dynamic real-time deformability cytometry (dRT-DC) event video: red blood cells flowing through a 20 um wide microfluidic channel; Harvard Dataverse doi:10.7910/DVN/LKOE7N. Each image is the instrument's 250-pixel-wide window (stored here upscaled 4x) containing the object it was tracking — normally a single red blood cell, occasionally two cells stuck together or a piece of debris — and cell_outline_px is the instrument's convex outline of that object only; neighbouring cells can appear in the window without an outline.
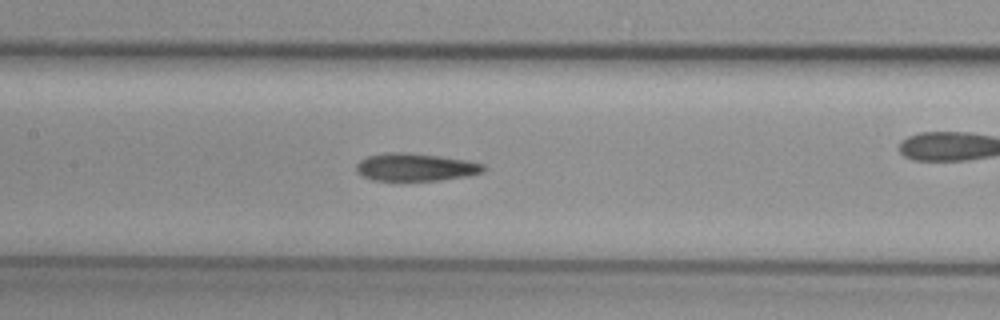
{"species": "common noctule bat (a hibernating species)", "species_latin": "Nyctalus noctula", "temperature_condition": "cold", "stored_images_in_passage": 38, "camera_frame_rate_fps": 3000, "um_per_image_px": 0.085, "animal": {"sex": "female", "body_mass_g": 29.2, "forearm_length_mm": 56.3}, "frame": {"image": 1, "passage_image": 17, "time_ms": 5.333, "image_size_px": [1000, 320], "cell_outline_px": [[488, 168], [484, 172], [468, 176], [440, 180], [372, 180], [360, 176], [356, 172], [356, 164], [360, 160], [368, 156], [396, 152], [400, 152], [436, 156], [468, 160], [484, 164]], "centroid_in_image_um": [35.34, 14.22], "position_along_channel_um": 172.1, "area_um2": 20.46}}
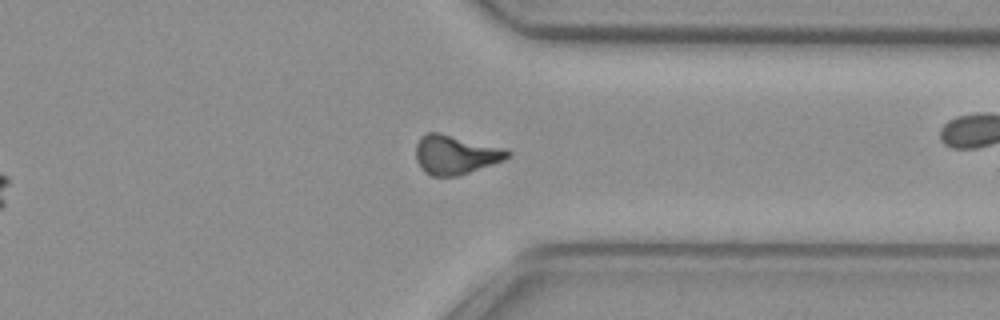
{"frame": {"image": 2, "passage_image": 33, "time_ms": 10.667, "image_size_px": [1000, 320], "cell_outline_px": [[512, 156], [504, 160], [456, 176], [432, 176], [424, 172], [420, 168], [416, 160], [416, 144], [420, 136], [428, 132], [440, 132], [508, 148], [512, 152]], "centroid_in_image_um": [38.73, 13.12], "position_along_channel_um": 372.7, "area_um2": 21.27}}